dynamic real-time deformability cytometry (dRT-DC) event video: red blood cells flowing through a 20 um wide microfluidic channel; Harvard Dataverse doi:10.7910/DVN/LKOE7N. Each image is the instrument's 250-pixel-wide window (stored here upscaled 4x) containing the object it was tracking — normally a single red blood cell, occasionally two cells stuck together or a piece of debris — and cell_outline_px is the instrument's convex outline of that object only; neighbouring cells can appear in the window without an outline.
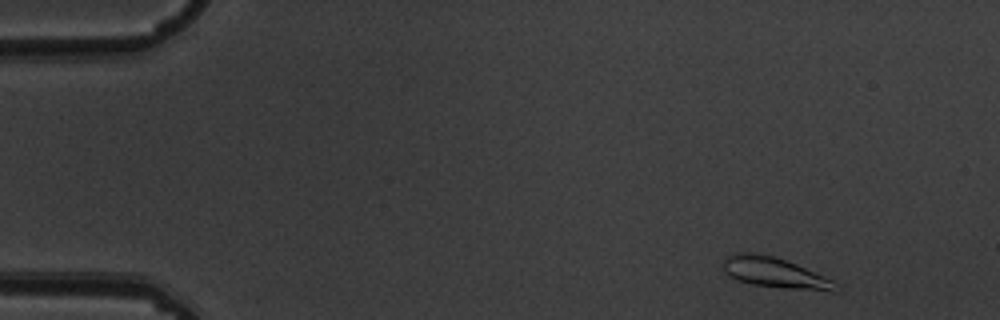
{"species": "common noctule bat (a hibernating species)", "species_latin": "Nyctalus noctula", "temperature_condition": "warm", "stored_images_in_passage": 4, "camera_frame_rate_fps": 3000, "um_per_image_px": 0.085, "animal": {"sex": "male", "body_mass_g": 19.5, "forearm_length_mm": 54.6}, "frame": {"image": 1, "passage_image": 1, "time_ms": 0.0, "image_size_px": [1000, 320], "cell_outline_px": [[840, 292], [832, 292], [784, 288], [752, 284], [736, 280], [728, 276], [724, 272], [724, 260], [728, 256], [736, 252], [752, 252], [772, 256], [796, 264], [824, 276], [840, 284]], "centroid_in_image_um": [65.91, 23.21], "position_along_channel_um": 19.1, "area_um2": 20.11}}